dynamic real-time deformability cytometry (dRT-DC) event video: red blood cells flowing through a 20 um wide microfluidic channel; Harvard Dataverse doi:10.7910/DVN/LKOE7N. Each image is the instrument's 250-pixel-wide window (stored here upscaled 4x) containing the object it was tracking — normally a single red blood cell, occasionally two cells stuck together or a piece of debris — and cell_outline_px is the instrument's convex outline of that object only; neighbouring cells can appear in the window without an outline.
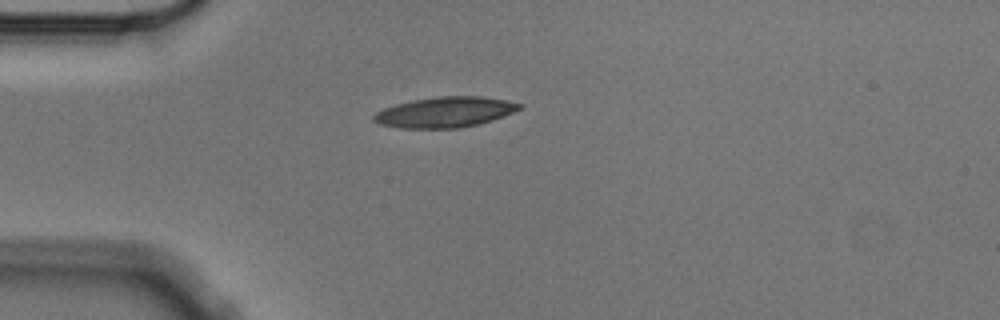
{"species": "Egyptian fruit bat (a non-hibernating species)", "species_latin": "Rousettus aegyptiacus", "temperature_condition": "cold", "stored_images_in_passage": 4, "camera_frame_rate_fps": 3000, "um_per_image_px": 0.085, "animal": {"sex": "male"}, "frame": {"image": 1, "passage_image": 4, "time_ms": 1.0, "image_size_px": [1000, 320], "cell_outline_px": [[524, 104], [520, 108], [512, 112], [492, 120], [460, 128], [400, 128], [380, 124], [372, 120], [372, 116], [376, 112], [384, 108], [396, 104], [412, 100], [440, 96], [480, 96], [504, 100]], "centroid_in_image_um": [37.78, 9.53], "position_along_channel_um": 47.2, "area_um2": 25.66}}